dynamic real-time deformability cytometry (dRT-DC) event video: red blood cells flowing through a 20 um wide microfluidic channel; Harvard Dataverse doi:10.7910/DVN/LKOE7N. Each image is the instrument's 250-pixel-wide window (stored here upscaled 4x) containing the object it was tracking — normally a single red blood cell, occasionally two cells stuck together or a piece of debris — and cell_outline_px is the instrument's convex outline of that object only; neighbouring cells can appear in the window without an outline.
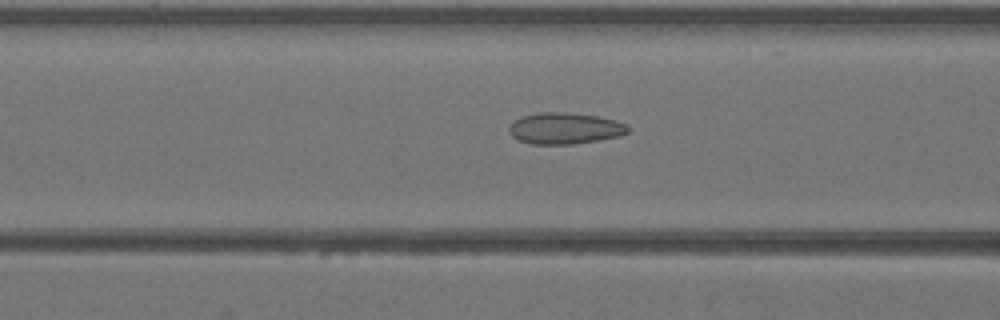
{"species": "Egyptian fruit bat (a non-hibernating species)", "species_latin": "Rousettus aegyptiacus", "temperature_condition": "warm", "stored_images_in_passage": 30, "camera_frame_rate_fps": 3000, "um_per_image_px": 0.085, "animal": {"sex": "female"}, "frame": {"image": 1, "passage_image": 9, "time_ms": 2.667, "image_size_px": [1000, 320], "cell_outline_px": [[628, 132], [620, 136], [572, 144], [532, 144], [520, 140], [512, 136], [508, 128], [516, 120], [524, 116], [540, 112], [564, 112], [596, 116], [628, 124]], "centroid_in_image_um": [48.02, 10.91], "position_along_channel_um": 118.6, "area_um2": 21.33}}
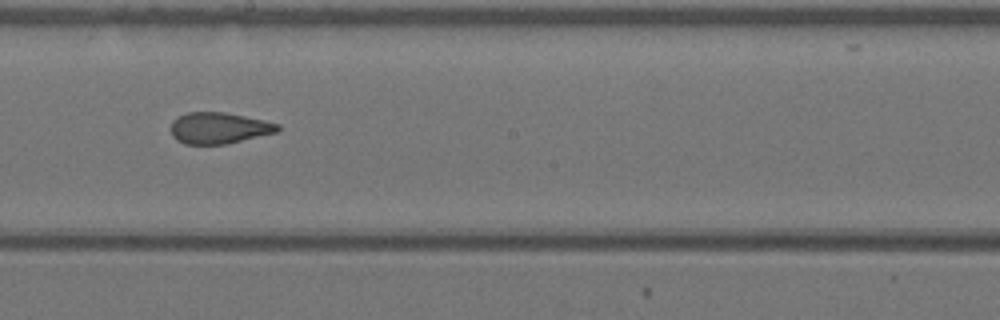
{"frame": {"image": 2, "passage_image": 16, "time_ms": 5.0, "image_size_px": [1000, 320], "cell_outline_px": [[280, 128], [276, 132], [228, 144], [184, 144], [176, 140], [172, 136], [172, 120], [188, 112], [224, 112], [264, 120], [280, 124]], "centroid_in_image_um": [18.61, 10.89], "position_along_channel_um": 229.6, "area_um2": 19.42}}
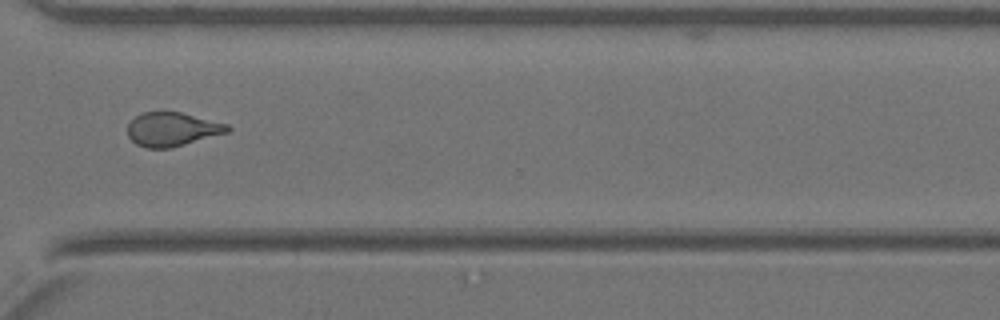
{"frame": {"image": 3, "passage_image": 24, "time_ms": 7.667, "image_size_px": [1000, 320], "cell_outline_px": [[232, 128], [228, 132], [172, 148], [148, 148], [136, 144], [128, 136], [128, 124], [140, 112], [180, 112], [228, 124]], "centroid_in_image_um": [14.64, 10.99], "position_along_channel_um": 356.0, "area_um2": 19.65}}